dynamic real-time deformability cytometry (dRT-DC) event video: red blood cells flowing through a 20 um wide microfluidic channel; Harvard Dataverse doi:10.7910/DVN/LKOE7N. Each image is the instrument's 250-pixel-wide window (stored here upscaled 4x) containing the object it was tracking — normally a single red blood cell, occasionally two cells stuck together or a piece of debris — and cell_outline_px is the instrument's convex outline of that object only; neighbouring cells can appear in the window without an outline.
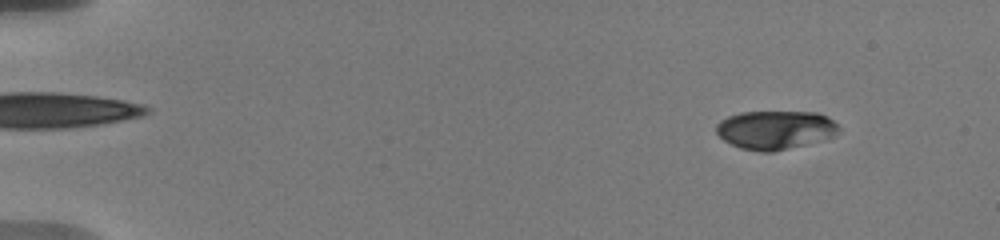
{"species": "human", "species_latin": "Homo sapiens", "temperature_condition": "warm", "stored_images_in_passage": 11, "camera_frame_rate_fps": 3000, "um_per_image_px": 0.085, "donor": {"sex": "male"}, "frame": {"image": 1, "passage_image": 3, "time_ms": 1.0, "image_size_px": [1000, 240], "cell_outline_px": [[840, 132], [836, 136], [772, 152], [760, 152], [740, 148], [724, 140], [716, 132], [716, 124], [720, 120], [728, 116], [740, 112], [820, 112], [828, 116], [840, 128]], "centroid_in_image_um": [65.91, 11.03], "position_along_channel_um": 19.1, "area_um2": 27.69}}
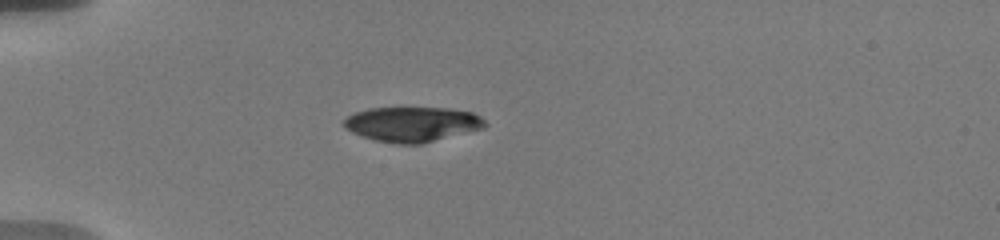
{"frame": {"image": 2, "passage_image": 8, "time_ms": 4.667, "image_size_px": [1000, 240], "cell_outline_px": [[488, 124], [484, 128], [420, 144], [396, 144], [376, 140], [352, 132], [344, 128], [344, 120], [348, 116], [356, 112], [368, 108], [448, 108], [472, 112], [480, 116]], "centroid_in_image_um": [35.06, 10.55], "position_along_channel_um": 49.9, "area_um2": 28.55}}